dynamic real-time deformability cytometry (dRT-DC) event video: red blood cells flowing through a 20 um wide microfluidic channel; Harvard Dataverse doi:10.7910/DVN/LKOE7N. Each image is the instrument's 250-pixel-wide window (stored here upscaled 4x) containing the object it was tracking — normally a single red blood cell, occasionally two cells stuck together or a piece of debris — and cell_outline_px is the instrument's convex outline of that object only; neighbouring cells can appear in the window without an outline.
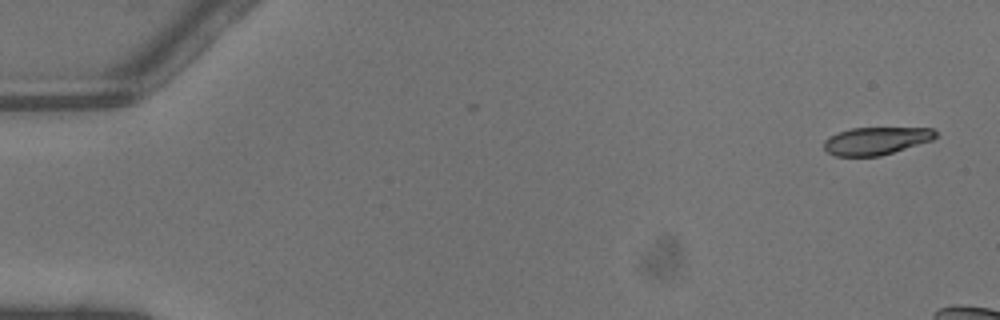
{"species": "common noctule bat (a hibernating species)", "species_latin": "Nyctalus noctula", "temperature_condition": "warm", "stored_images_in_passage": 4, "camera_frame_rate_fps": 3000, "um_per_image_px": 0.085, "animal": {"sex": "male", "body_mass_g": 13.3}, "frame": {"image": 1, "passage_image": 1, "time_ms": 0.0, "image_size_px": [1000, 320], "cell_outline_px": [[936, 136], [932, 140], [880, 156], [836, 156], [828, 152], [824, 148], [824, 140], [828, 136], [852, 128], [932, 128], [936, 132]], "centroid_in_image_um": [74.45, 11.97], "position_along_channel_um": 10.6, "area_um2": 17.8}}